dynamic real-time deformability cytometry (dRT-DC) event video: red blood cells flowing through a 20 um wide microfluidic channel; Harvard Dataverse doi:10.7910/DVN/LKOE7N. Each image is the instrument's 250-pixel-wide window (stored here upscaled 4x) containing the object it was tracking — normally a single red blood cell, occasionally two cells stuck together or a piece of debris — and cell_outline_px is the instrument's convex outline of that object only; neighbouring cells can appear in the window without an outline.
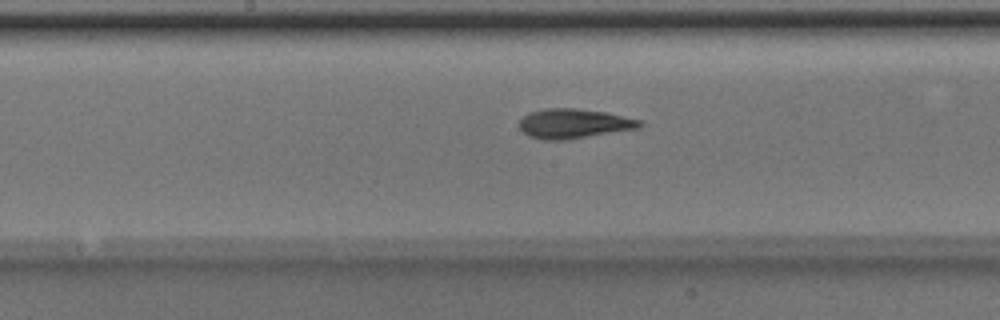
{"species": "Egyptian fruit bat (a non-hibernating species)", "species_latin": "Rousettus aegyptiacus", "temperature_condition": "room temperature", "stored_images_in_passage": 48, "camera_frame_rate_fps": 3000, "um_per_image_px": 0.085, "animal": {"sex": "male"}, "frame": {"image": 1, "passage_image": 24, "time_ms": 7.667, "image_size_px": [1000, 320], "cell_outline_px": [[644, 124], [640, 128], [568, 140], [544, 140], [528, 136], [516, 124], [528, 112], [548, 108], [576, 108], [604, 112], [644, 120]], "centroid_in_image_um": [48.79, 10.51], "position_along_channel_um": 199.4, "area_um2": 21.1}}
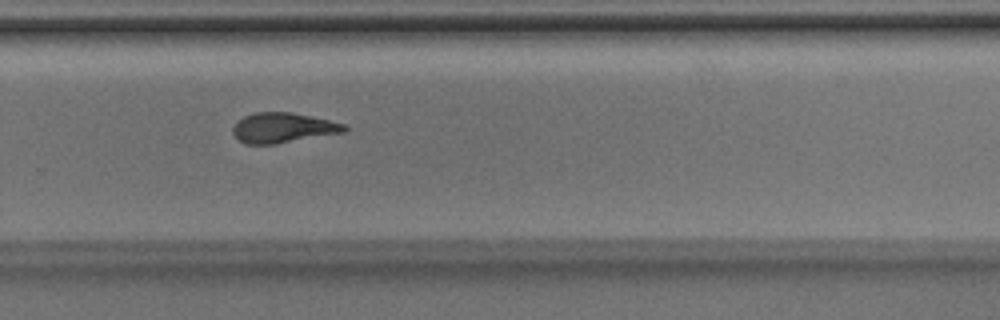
{"frame": {"image": 2, "passage_image": 32, "time_ms": 10.333, "image_size_px": [1000, 320], "cell_outline_px": [[348, 128], [344, 132], [272, 144], [244, 144], [232, 132], [232, 128], [244, 116], [256, 112], [292, 112], [328, 120], [344, 124]], "centroid_in_image_um": [24.04, 10.86], "position_along_channel_um": 305.8, "area_um2": 19.13}}
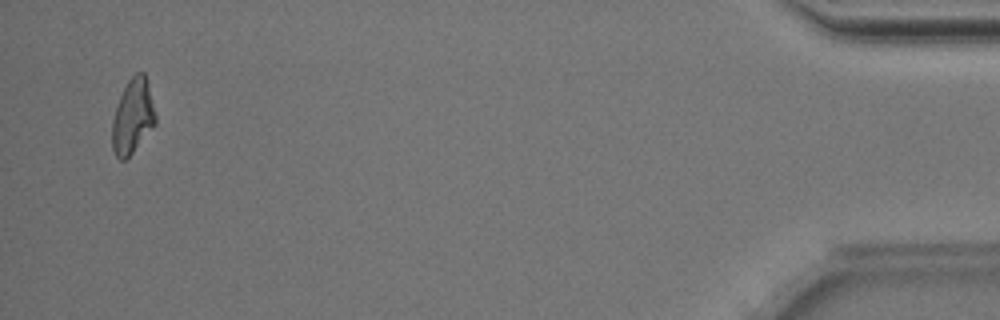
{"frame": {"image": 3, "passage_image": 47, "time_ms": 15.333, "image_size_px": [1000, 320], "cell_outline_px": [[156, 124], [132, 152], [124, 160], [120, 160], [116, 156], [112, 148], [112, 120], [116, 104], [128, 80], [136, 72], [144, 72], [148, 84], [156, 116]], "centroid_in_image_um": [11.27, 9.88], "position_along_channel_um": 423.9, "area_um2": 18.73}, "authors_computed_cell_mechanics": {"area_um2": 19.7965, "velocity_mm_per_s": 4.0124, "shape_relaxation_time_tau1_ms": 3.8478, "shape_relaxation_time_tau2_ms": 2.735, "deformation_change_tau1": 0.1665, "deformation_change_tau2": 0.1092}}